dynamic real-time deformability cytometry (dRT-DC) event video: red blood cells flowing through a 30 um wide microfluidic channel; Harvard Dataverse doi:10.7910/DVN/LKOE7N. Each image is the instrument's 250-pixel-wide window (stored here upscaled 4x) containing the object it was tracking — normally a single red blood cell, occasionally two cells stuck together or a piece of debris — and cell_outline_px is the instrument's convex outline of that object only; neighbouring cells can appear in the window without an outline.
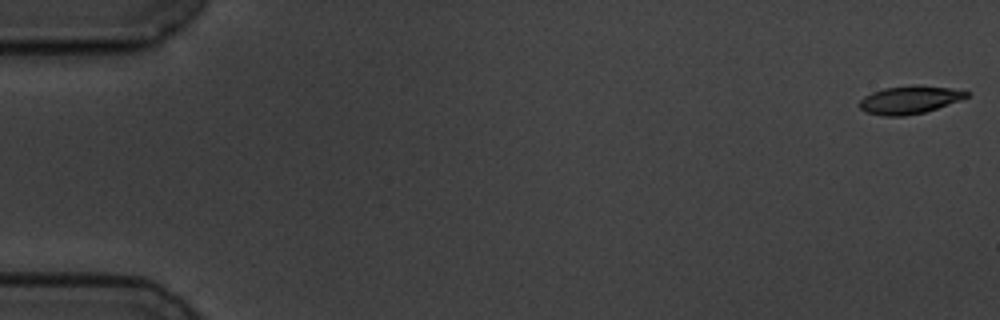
{"species": "common noctule bat (a hibernating species)", "species_latin": "Nyctalus noctula", "temperature_condition": "cold", "stored_images_in_passage": 58, "camera_frame_rate_fps": 3000, "um_per_image_px": 0.085, "animal": {"sex": "male", "body_mass_g": 19.5, "forearm_length_mm": 54.6}, "frame": {"image": 1, "passage_image": 1, "time_ms": 0.0, "image_size_px": [1000, 320], "cell_outline_px": [[968, 96], [960, 100], [924, 112], [904, 116], [884, 116], [868, 112], [860, 108], [860, 100], [864, 96], [872, 92], [884, 88], [916, 84], [920, 84], [952, 88], [968, 92]], "centroid_in_image_um": [77.31, 8.46], "position_along_channel_um": 7.7, "area_um2": 17.34}}
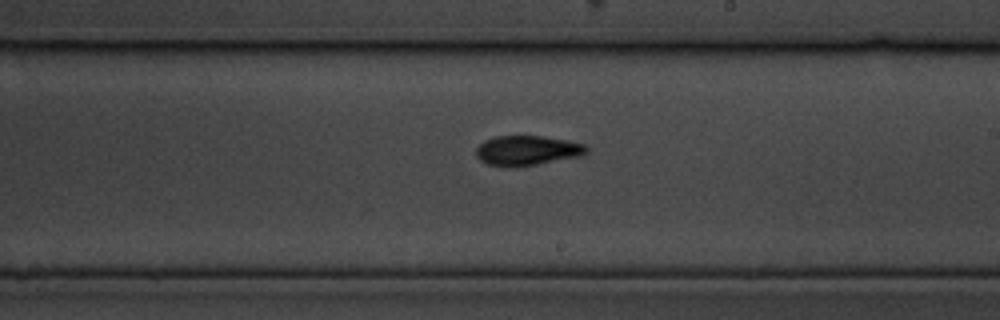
{"frame": {"image": 2, "passage_image": 34, "time_ms": 11.0, "image_size_px": [1000, 320], "cell_outline_px": [[588, 152], [580, 156], [516, 168], [488, 164], [480, 160], [476, 156], [476, 148], [484, 140], [496, 136], [544, 136], [584, 144], [588, 148]], "centroid_in_image_um": [44.79, 12.8], "position_along_channel_um": 244.2, "area_um2": 19.19}}
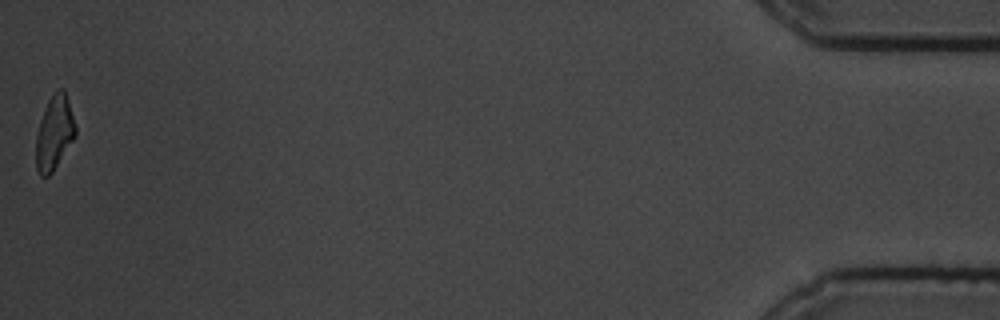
{"frame": {"image": 3, "passage_image": 58, "time_ms": 19.0, "image_size_px": [1000, 320], "cell_outline_px": [[76, 136], [52, 172], [48, 176], [40, 176], [36, 168], [36, 136], [40, 120], [48, 100], [56, 88], [64, 88], [68, 100], [76, 128]], "centroid_in_image_um": [4.62, 11.27], "position_along_channel_um": 430.6, "area_um2": 16.99}, "authors_computed_cell_mechanics": {"area_um2": 18.1781, "velocity_mm_per_s": 3.4817, "shape_relaxation_time_tau1_ms": 3.5544, "shape_relaxation_time_tau2_ms": 2.9501, "deformation_change_tau1": 0.1444, "deformation_change_tau2": 0.0984}}